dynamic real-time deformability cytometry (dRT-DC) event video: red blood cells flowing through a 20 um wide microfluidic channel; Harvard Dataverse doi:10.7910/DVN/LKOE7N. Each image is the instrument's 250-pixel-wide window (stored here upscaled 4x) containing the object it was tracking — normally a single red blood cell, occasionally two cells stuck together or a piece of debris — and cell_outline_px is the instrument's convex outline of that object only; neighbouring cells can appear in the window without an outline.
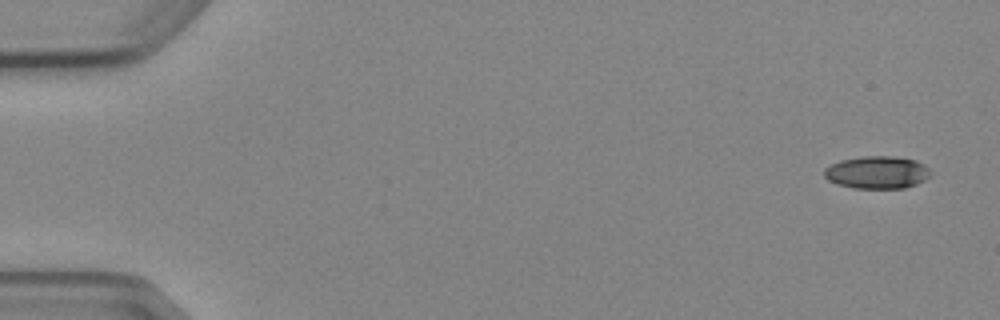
{"species": "Egyptian fruit bat (a non-hibernating species)", "species_latin": "Rousettus aegyptiacus", "temperature_condition": "cold", "stored_images_in_passage": 5, "camera_frame_rate_fps": 3000, "um_per_image_px": 0.085, "animal": {"sex": "female"}, "frame": {"image": 1, "passage_image": 1, "time_ms": 0.0, "image_size_px": [1000, 320], "cell_outline_px": [[932, 176], [916, 184], [904, 188], [852, 188], [828, 180], [824, 176], [824, 168], [840, 160], [860, 156], [892, 156], [916, 160], [924, 164], [932, 172]], "centroid_in_image_um": [74.58, 14.64], "position_along_channel_um": 10.4, "area_um2": 20.29}}
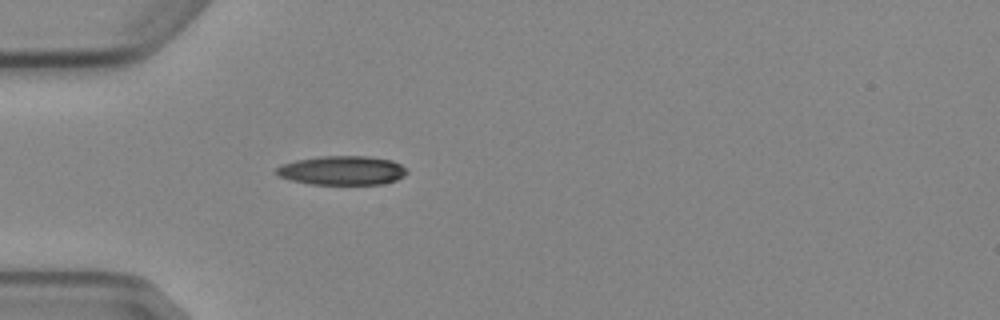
{"frame": {"image": 2, "passage_image": 5, "time_ms": 4.667, "image_size_px": [1000, 320], "cell_outline_px": [[408, 172], [404, 176], [396, 180], [384, 184], [312, 184], [292, 180], [280, 176], [276, 172], [276, 168], [280, 164], [296, 160], [320, 156], [368, 156], [392, 160], [400, 164]], "centroid_in_image_um": [29.09, 14.48], "position_along_channel_um": 55.9, "area_um2": 22.08}}